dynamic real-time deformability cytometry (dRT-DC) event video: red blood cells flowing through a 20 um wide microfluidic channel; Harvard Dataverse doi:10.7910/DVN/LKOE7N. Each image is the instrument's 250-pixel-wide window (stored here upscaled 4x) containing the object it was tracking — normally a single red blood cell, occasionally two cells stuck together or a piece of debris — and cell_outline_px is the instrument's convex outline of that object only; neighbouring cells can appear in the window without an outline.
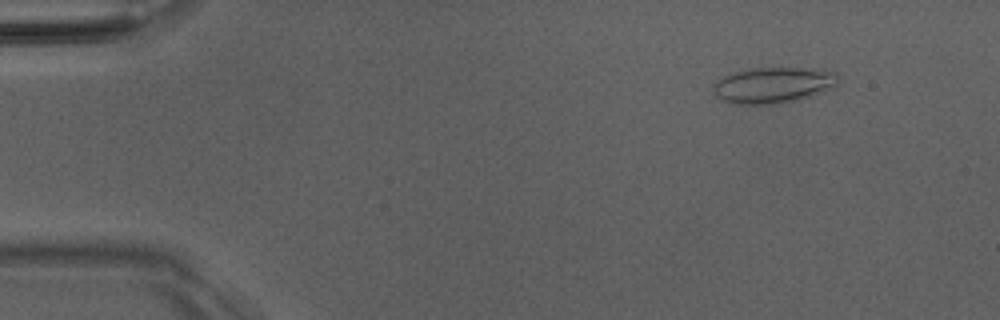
{"species": "Egyptian fruit bat (a non-hibernating species)", "species_latin": "Rousettus aegyptiacus", "temperature_condition": "room temperature", "stored_images_in_passage": 51, "camera_frame_rate_fps": 3000, "um_per_image_px": 0.085, "animal": {"sex": "male"}, "frame": {"image": 1, "passage_image": 6, "time_ms": 1.667, "image_size_px": [1000, 320], "cell_outline_px": [[836, 84], [812, 96], [800, 100], [776, 104], [732, 104], [716, 96], [712, 88], [724, 76], [736, 72], [752, 68], [824, 68], [836, 72]], "centroid_in_image_um": [65.74, 7.23], "position_along_channel_um": 19.3, "area_um2": 26.01}}
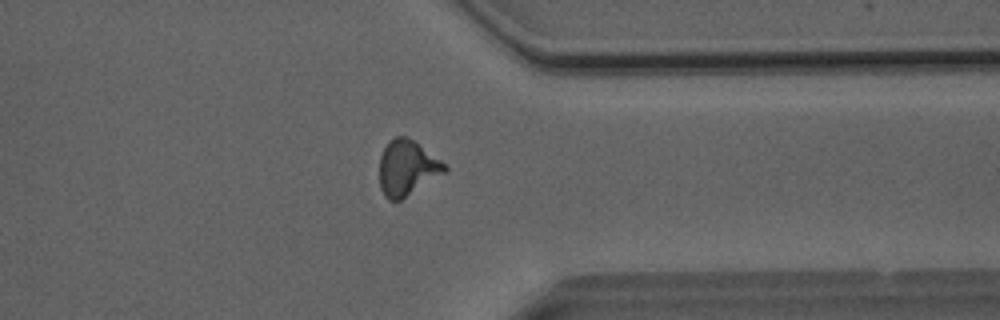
{"frame": {"image": 2, "passage_image": 40, "time_ms": 13.0, "image_size_px": [1000, 320], "cell_outline_px": [[448, 168], [444, 172], [400, 200], [388, 200], [384, 196], [380, 188], [380, 156], [388, 140], [396, 136], [408, 136], [440, 160]], "centroid_in_image_um": [34.55, 14.25], "position_along_channel_um": 376.8, "area_um2": 20.63}}
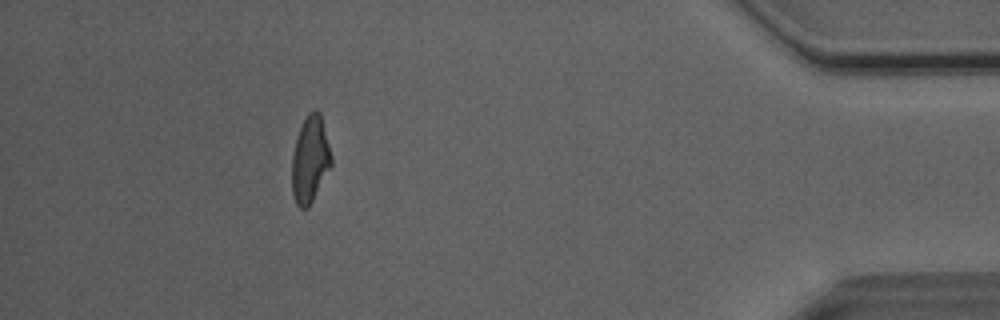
{"frame": {"image": 3, "passage_image": 46, "time_ms": 15.0, "image_size_px": [1000, 320], "cell_outline_px": [[332, 164], [308, 208], [300, 208], [296, 204], [292, 196], [292, 156], [296, 136], [308, 112], [316, 108], [320, 112], [332, 156]], "centroid_in_image_um": [26.35, 13.54], "position_along_channel_um": 408.9, "area_um2": 19.88}}